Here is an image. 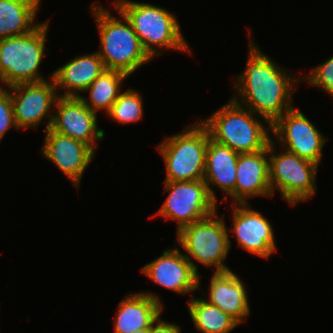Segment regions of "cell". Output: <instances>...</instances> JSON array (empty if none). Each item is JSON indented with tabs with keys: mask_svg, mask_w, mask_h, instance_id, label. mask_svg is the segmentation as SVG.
Returning <instances> with one entry per match:
<instances>
[{
	"mask_svg": "<svg viewBox=\"0 0 333 333\" xmlns=\"http://www.w3.org/2000/svg\"><path fill=\"white\" fill-rule=\"evenodd\" d=\"M250 51L244 72L234 83L239 94L232 99L238 102L242 98L244 107L262 117L271 126L286 111L293 108L292 95L295 86L301 79L290 77L287 70L277 67L269 56L249 41ZM295 78V79H294ZM300 80V81H299Z\"/></svg>",
	"mask_w": 333,
	"mask_h": 333,
	"instance_id": "6da1fadb",
	"label": "cell"
},
{
	"mask_svg": "<svg viewBox=\"0 0 333 333\" xmlns=\"http://www.w3.org/2000/svg\"><path fill=\"white\" fill-rule=\"evenodd\" d=\"M91 8L100 33V50L97 53L106 69L130 76L152 59L143 49L130 21L117 8L125 23L100 4H92Z\"/></svg>",
	"mask_w": 333,
	"mask_h": 333,
	"instance_id": "7a4b0ae2",
	"label": "cell"
},
{
	"mask_svg": "<svg viewBox=\"0 0 333 333\" xmlns=\"http://www.w3.org/2000/svg\"><path fill=\"white\" fill-rule=\"evenodd\" d=\"M240 103L231 98L226 105L200 122L208 129L212 140L229 146L239 154L261 151L272 140L267 131L271 130V126H264L263 121L256 119L254 113Z\"/></svg>",
	"mask_w": 333,
	"mask_h": 333,
	"instance_id": "3957f363",
	"label": "cell"
},
{
	"mask_svg": "<svg viewBox=\"0 0 333 333\" xmlns=\"http://www.w3.org/2000/svg\"><path fill=\"white\" fill-rule=\"evenodd\" d=\"M113 4L130 21L143 49L151 58L163 52L156 48H174L190 53L178 19L166 9L131 0H116Z\"/></svg>",
	"mask_w": 333,
	"mask_h": 333,
	"instance_id": "277c9868",
	"label": "cell"
},
{
	"mask_svg": "<svg viewBox=\"0 0 333 333\" xmlns=\"http://www.w3.org/2000/svg\"><path fill=\"white\" fill-rule=\"evenodd\" d=\"M47 31L48 21H45L27 34L0 40L1 86L45 80L38 71L44 57Z\"/></svg>",
	"mask_w": 333,
	"mask_h": 333,
	"instance_id": "5b68a950",
	"label": "cell"
},
{
	"mask_svg": "<svg viewBox=\"0 0 333 333\" xmlns=\"http://www.w3.org/2000/svg\"><path fill=\"white\" fill-rule=\"evenodd\" d=\"M209 138L208 129L201 122L166 138L158 146L166 164L165 181L202 180Z\"/></svg>",
	"mask_w": 333,
	"mask_h": 333,
	"instance_id": "8992f818",
	"label": "cell"
},
{
	"mask_svg": "<svg viewBox=\"0 0 333 333\" xmlns=\"http://www.w3.org/2000/svg\"><path fill=\"white\" fill-rule=\"evenodd\" d=\"M216 216L217 211L205 219L183 227L177 233V241L188 253L185 256L197 274L198 267L191 258L204 266H215V272L230 271L223 262L231 247L228 229L224 218L217 219Z\"/></svg>",
	"mask_w": 333,
	"mask_h": 333,
	"instance_id": "52a82bcc",
	"label": "cell"
},
{
	"mask_svg": "<svg viewBox=\"0 0 333 333\" xmlns=\"http://www.w3.org/2000/svg\"><path fill=\"white\" fill-rule=\"evenodd\" d=\"M275 143L268 144L269 183L272 194L276 188L289 205L294 206L315 194L318 164L288 152L276 155Z\"/></svg>",
	"mask_w": 333,
	"mask_h": 333,
	"instance_id": "ba28073f",
	"label": "cell"
},
{
	"mask_svg": "<svg viewBox=\"0 0 333 333\" xmlns=\"http://www.w3.org/2000/svg\"><path fill=\"white\" fill-rule=\"evenodd\" d=\"M169 195L156 213L177 221V233L193 222L205 219L216 210V202L209 194L204 180L165 181Z\"/></svg>",
	"mask_w": 333,
	"mask_h": 333,
	"instance_id": "9c48e42d",
	"label": "cell"
},
{
	"mask_svg": "<svg viewBox=\"0 0 333 333\" xmlns=\"http://www.w3.org/2000/svg\"><path fill=\"white\" fill-rule=\"evenodd\" d=\"M271 131L279 139L281 148L285 147L283 150L318 165L321 162L322 148L327 138L295 107L279 117L271 125Z\"/></svg>",
	"mask_w": 333,
	"mask_h": 333,
	"instance_id": "30bf717a",
	"label": "cell"
},
{
	"mask_svg": "<svg viewBox=\"0 0 333 333\" xmlns=\"http://www.w3.org/2000/svg\"><path fill=\"white\" fill-rule=\"evenodd\" d=\"M19 83L9 87L14 110L15 123L18 129L37 128L44 117L49 116L46 130L50 128L53 112L49 109L59 97L54 80ZM12 91V92H11ZM57 92V93H56ZM50 111V112H49Z\"/></svg>",
	"mask_w": 333,
	"mask_h": 333,
	"instance_id": "8fae6325",
	"label": "cell"
},
{
	"mask_svg": "<svg viewBox=\"0 0 333 333\" xmlns=\"http://www.w3.org/2000/svg\"><path fill=\"white\" fill-rule=\"evenodd\" d=\"M50 129L87 144L94 152L96 140L104 138L97 127V113L89 109L80 97H58Z\"/></svg>",
	"mask_w": 333,
	"mask_h": 333,
	"instance_id": "7c38bea8",
	"label": "cell"
},
{
	"mask_svg": "<svg viewBox=\"0 0 333 333\" xmlns=\"http://www.w3.org/2000/svg\"><path fill=\"white\" fill-rule=\"evenodd\" d=\"M142 272L153 282L178 294L198 289L201 278L177 247L163 251L161 256L146 264Z\"/></svg>",
	"mask_w": 333,
	"mask_h": 333,
	"instance_id": "4fadbf2b",
	"label": "cell"
},
{
	"mask_svg": "<svg viewBox=\"0 0 333 333\" xmlns=\"http://www.w3.org/2000/svg\"><path fill=\"white\" fill-rule=\"evenodd\" d=\"M42 148L43 156L55 163L74 186L79 188L83 172L94 158L95 152L87 144L50 128L46 130Z\"/></svg>",
	"mask_w": 333,
	"mask_h": 333,
	"instance_id": "5bb4252c",
	"label": "cell"
},
{
	"mask_svg": "<svg viewBox=\"0 0 333 333\" xmlns=\"http://www.w3.org/2000/svg\"><path fill=\"white\" fill-rule=\"evenodd\" d=\"M247 204L233 205V226L231 230L238 246L262 258H268L277 251L274 230L271 223L260 212Z\"/></svg>",
	"mask_w": 333,
	"mask_h": 333,
	"instance_id": "9a60e30c",
	"label": "cell"
},
{
	"mask_svg": "<svg viewBox=\"0 0 333 333\" xmlns=\"http://www.w3.org/2000/svg\"><path fill=\"white\" fill-rule=\"evenodd\" d=\"M268 146L257 152L239 154L234 189V204H247L248 197H272L269 183Z\"/></svg>",
	"mask_w": 333,
	"mask_h": 333,
	"instance_id": "2e32d148",
	"label": "cell"
},
{
	"mask_svg": "<svg viewBox=\"0 0 333 333\" xmlns=\"http://www.w3.org/2000/svg\"><path fill=\"white\" fill-rule=\"evenodd\" d=\"M163 303L154 293L129 294L120 301L114 319V333H133L142 329H150L161 316Z\"/></svg>",
	"mask_w": 333,
	"mask_h": 333,
	"instance_id": "e0dca14e",
	"label": "cell"
},
{
	"mask_svg": "<svg viewBox=\"0 0 333 333\" xmlns=\"http://www.w3.org/2000/svg\"><path fill=\"white\" fill-rule=\"evenodd\" d=\"M239 153L229 146L217 143L209 138L206 148L204 182L212 199L217 203L216 195L210 184L216 185L226 196L234 201V189L237 177V160Z\"/></svg>",
	"mask_w": 333,
	"mask_h": 333,
	"instance_id": "ac0fdd59",
	"label": "cell"
},
{
	"mask_svg": "<svg viewBox=\"0 0 333 333\" xmlns=\"http://www.w3.org/2000/svg\"><path fill=\"white\" fill-rule=\"evenodd\" d=\"M208 303L229 314L239 324L250 313L248 296L243 282L233 271L215 272L211 278Z\"/></svg>",
	"mask_w": 333,
	"mask_h": 333,
	"instance_id": "d6986e66",
	"label": "cell"
},
{
	"mask_svg": "<svg viewBox=\"0 0 333 333\" xmlns=\"http://www.w3.org/2000/svg\"><path fill=\"white\" fill-rule=\"evenodd\" d=\"M103 61L97 52L78 56L56 69L52 74L55 87L66 91L60 97H79L78 92L85 91L105 70Z\"/></svg>",
	"mask_w": 333,
	"mask_h": 333,
	"instance_id": "ffe728a7",
	"label": "cell"
},
{
	"mask_svg": "<svg viewBox=\"0 0 333 333\" xmlns=\"http://www.w3.org/2000/svg\"><path fill=\"white\" fill-rule=\"evenodd\" d=\"M41 0H0V40L33 31Z\"/></svg>",
	"mask_w": 333,
	"mask_h": 333,
	"instance_id": "44dd1931",
	"label": "cell"
},
{
	"mask_svg": "<svg viewBox=\"0 0 333 333\" xmlns=\"http://www.w3.org/2000/svg\"><path fill=\"white\" fill-rule=\"evenodd\" d=\"M127 77L128 75L123 72L105 69L85 90L90 92L89 102L83 96L79 97L92 111L98 112L104 109L107 113L119 97L120 86Z\"/></svg>",
	"mask_w": 333,
	"mask_h": 333,
	"instance_id": "7402d4cb",
	"label": "cell"
},
{
	"mask_svg": "<svg viewBox=\"0 0 333 333\" xmlns=\"http://www.w3.org/2000/svg\"><path fill=\"white\" fill-rule=\"evenodd\" d=\"M189 300V315L196 328L203 333H229L240 325L229 314L208 303L205 299L192 297Z\"/></svg>",
	"mask_w": 333,
	"mask_h": 333,
	"instance_id": "603a6c76",
	"label": "cell"
},
{
	"mask_svg": "<svg viewBox=\"0 0 333 333\" xmlns=\"http://www.w3.org/2000/svg\"><path fill=\"white\" fill-rule=\"evenodd\" d=\"M142 102V96L139 92L128 89L120 93L106 114L121 124L137 122L143 117Z\"/></svg>",
	"mask_w": 333,
	"mask_h": 333,
	"instance_id": "cb8c5ba5",
	"label": "cell"
},
{
	"mask_svg": "<svg viewBox=\"0 0 333 333\" xmlns=\"http://www.w3.org/2000/svg\"><path fill=\"white\" fill-rule=\"evenodd\" d=\"M310 73L307 78L302 79L311 83L313 87H322L333 96V57L312 69Z\"/></svg>",
	"mask_w": 333,
	"mask_h": 333,
	"instance_id": "d4e9b609",
	"label": "cell"
},
{
	"mask_svg": "<svg viewBox=\"0 0 333 333\" xmlns=\"http://www.w3.org/2000/svg\"><path fill=\"white\" fill-rule=\"evenodd\" d=\"M17 128L14 118L13 104L10 95V89H4L0 86V141L9 128Z\"/></svg>",
	"mask_w": 333,
	"mask_h": 333,
	"instance_id": "484cf974",
	"label": "cell"
},
{
	"mask_svg": "<svg viewBox=\"0 0 333 333\" xmlns=\"http://www.w3.org/2000/svg\"><path fill=\"white\" fill-rule=\"evenodd\" d=\"M149 333H181V329L175 323H169L161 320L159 316L158 319L151 325Z\"/></svg>",
	"mask_w": 333,
	"mask_h": 333,
	"instance_id": "4316f807",
	"label": "cell"
},
{
	"mask_svg": "<svg viewBox=\"0 0 333 333\" xmlns=\"http://www.w3.org/2000/svg\"><path fill=\"white\" fill-rule=\"evenodd\" d=\"M133 333H149V329H142V330L135 331Z\"/></svg>",
	"mask_w": 333,
	"mask_h": 333,
	"instance_id": "83f0119b",
	"label": "cell"
}]
</instances>
